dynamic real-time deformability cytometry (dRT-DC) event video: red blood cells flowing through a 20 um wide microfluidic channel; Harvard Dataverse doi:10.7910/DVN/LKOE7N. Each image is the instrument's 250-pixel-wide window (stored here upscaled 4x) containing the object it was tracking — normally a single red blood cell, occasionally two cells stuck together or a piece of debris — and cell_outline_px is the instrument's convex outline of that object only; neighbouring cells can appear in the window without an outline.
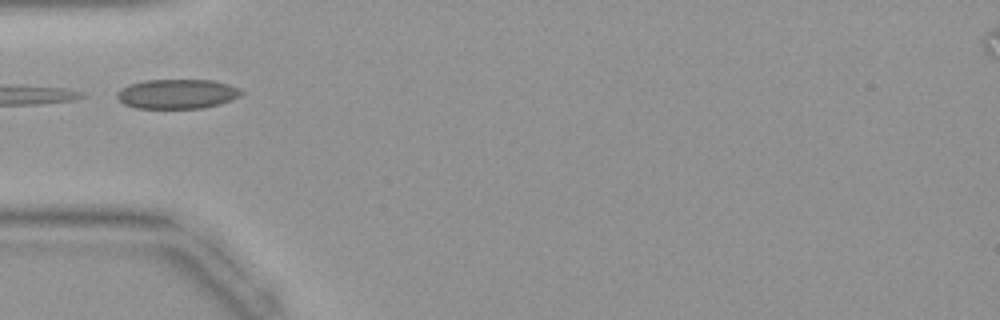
{"species": "common noctule bat (a hibernating species)", "species_latin": "Nyctalus noctula", "temperature_condition": "warm", "stored_images_in_passage": 29, "camera_frame_rate_fps": 3000, "um_per_image_px": 0.085, "animal": {"sex": "female", "body_mass_g": 19.9}, "frame": {"image": 1, "passage_image": 1, "time_ms": 0.0, "image_size_px": [1000, 320], "cell_outline_px": [[244, 92], [240, 96], [232, 100], [220, 104], [204, 108], [136, 108], [124, 104], [116, 96], [124, 88], [132, 84], [144, 80], [212, 80], [228, 84], [240, 88]], "centroid_in_image_um": [15.13, 7.99], "position_along_channel_um": 69.9, "area_um2": 21.27}}